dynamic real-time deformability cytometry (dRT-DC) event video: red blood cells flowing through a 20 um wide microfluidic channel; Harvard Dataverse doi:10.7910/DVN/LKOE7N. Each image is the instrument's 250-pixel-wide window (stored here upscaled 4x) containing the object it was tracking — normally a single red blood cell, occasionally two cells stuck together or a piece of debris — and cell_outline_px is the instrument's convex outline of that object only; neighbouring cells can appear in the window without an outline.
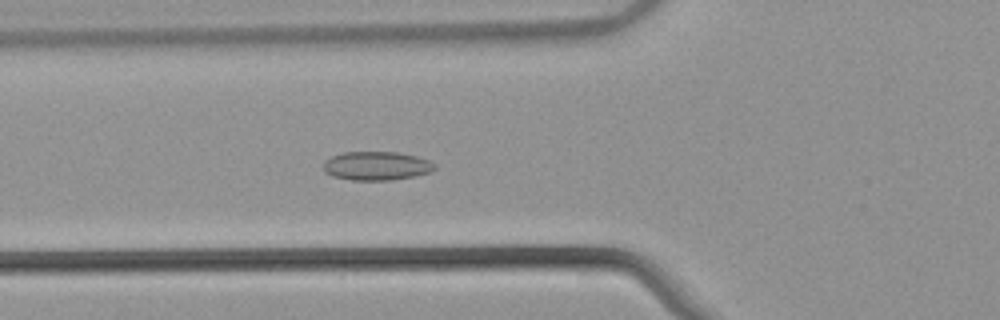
{"species": "common noctule bat (a hibernating species)", "species_latin": "Nyctalus noctula", "temperature_condition": "warm", "stored_images_in_passage": 33, "camera_frame_rate_fps": 3000, "um_per_image_px": 0.085, "animal": {"sex": "male", "body_mass_g": 21.5, "forearm_length_mm": 52.0}, "frame": {"image": 1, "passage_image": 7, "time_ms": 2.0, "image_size_px": [1000, 320], "cell_outline_px": [[436, 168], [432, 172], [416, 176], [392, 180], [352, 180], [332, 176], [324, 172], [324, 160], [332, 156], [344, 152], [396, 152], [416, 156], [428, 160], [436, 164]], "centroid_in_image_um": [32.02, 14.1], "position_along_channel_um": 93.8, "area_um2": 18.79}}
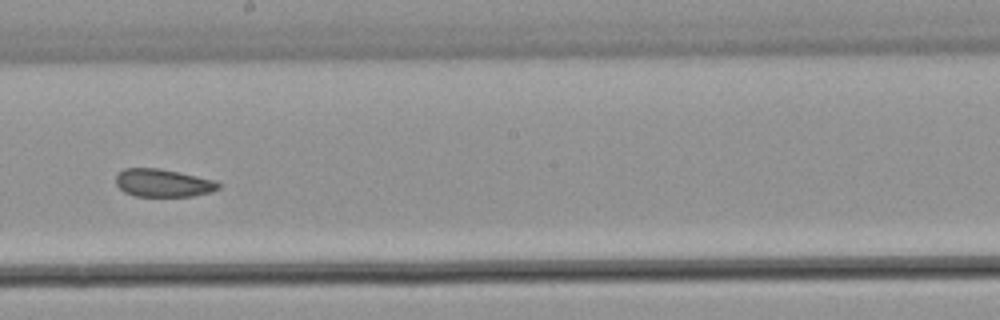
{"frame": {"image": 2, "passage_image": 18, "time_ms": 5.667, "image_size_px": [1000, 320], "cell_outline_px": [[220, 188], [212, 192], [192, 196], [136, 196], [124, 192], [116, 184], [116, 176], [124, 168], [160, 168], [216, 180], [220, 184]], "centroid_in_image_um": [13.88, 15.55], "position_along_channel_um": 234.3, "area_um2": 16.7}}
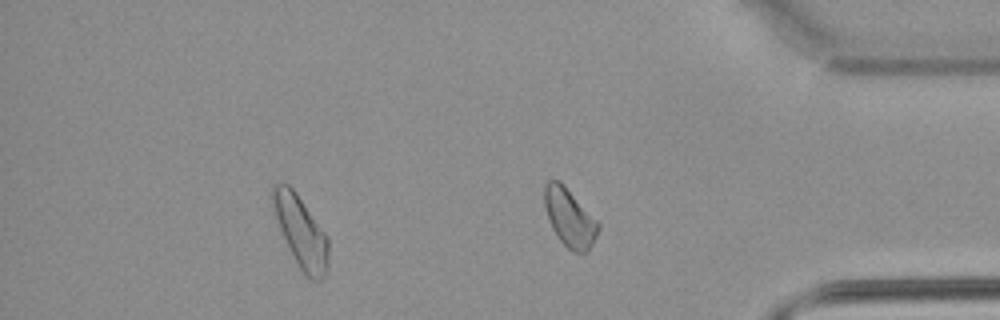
{"frame": {"image": 3, "passage_image": 31, "time_ms": 10.0, "image_size_px": [1000, 320], "cell_outline_px": [[328, 272], [320, 280], [308, 280], [300, 268], [280, 228], [276, 216], [272, 200], [272, 184], [288, 184], [296, 192], [328, 236]], "centroid_in_image_um": [25.62, 19.72], "position_along_channel_um": 409.6, "area_um2": 22.72}, "authors_computed_cell_mechanics": {"area_um2": 17.6868, "velocity_mm_per_s": 3.8417, "shape_relaxation_time_tau1_ms": null, "shape_relaxation_time_tau2_ms": 2.0958, "deformation_change_tau1": null, "deformation_change_tau2": 0.0619}}